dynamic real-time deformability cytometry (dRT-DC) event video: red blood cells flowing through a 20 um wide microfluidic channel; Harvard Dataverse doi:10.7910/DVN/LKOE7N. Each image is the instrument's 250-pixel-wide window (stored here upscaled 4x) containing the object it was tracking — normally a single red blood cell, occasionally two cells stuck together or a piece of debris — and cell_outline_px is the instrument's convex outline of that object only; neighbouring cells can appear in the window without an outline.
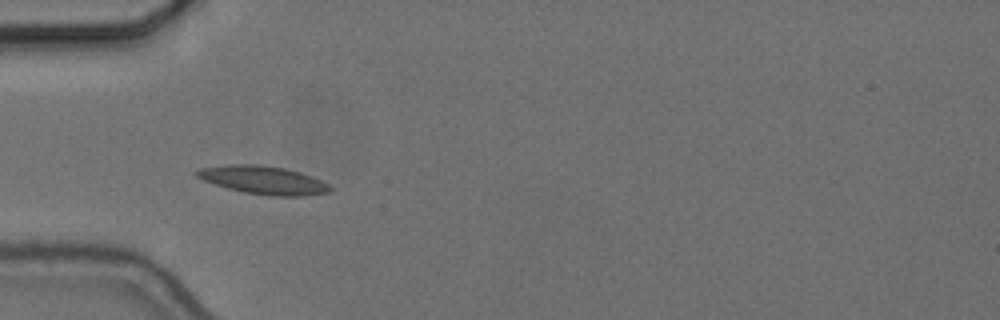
{"species": "common noctule bat (a hibernating species)", "species_latin": "Nyctalus noctula", "temperature_condition": "cold", "stored_images_in_passage": 39, "camera_frame_rate_fps": 3000, "um_per_image_px": 0.085, "animal": {"sex": "female", "body_mass_g": 24.6, "forearm_length_mm": 56.2}, "frame": {"image": 1, "passage_image": 1, "time_ms": 0.0, "image_size_px": [1000, 320], "cell_outline_px": [[332, 188], [328, 192], [304, 196], [272, 196], [244, 192], [228, 188], [204, 180], [196, 176], [192, 172], [200, 168], [228, 164], [260, 164], [284, 168], [300, 172], [312, 176], [328, 184]], "centroid_in_image_um": [22.37, 15.29], "position_along_channel_um": 62.6, "area_um2": 21.85}}
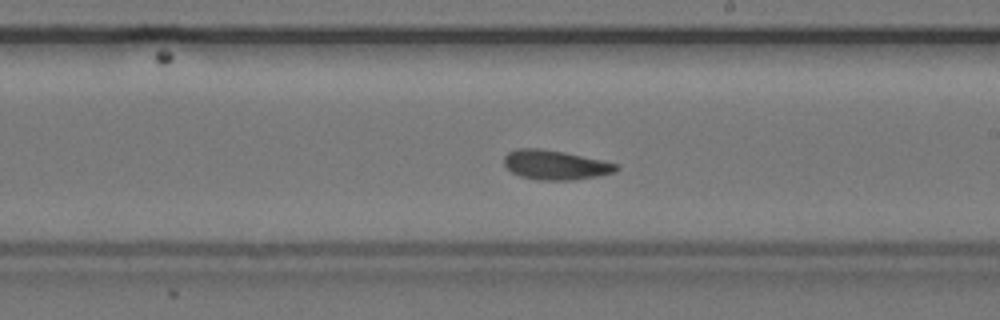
{"frame": {"image": 2, "passage_image": 16, "time_ms": 5.0, "image_size_px": [1000, 320], "cell_outline_px": [[620, 168], [616, 172], [596, 176], [572, 180], [536, 180], [520, 176], [512, 172], [504, 164], [504, 156], [508, 152], [516, 148], [540, 148], [564, 152], [620, 164]], "centroid_in_image_um": [47.21, 14.01], "position_along_channel_um": 241.8, "area_um2": 19.36}}
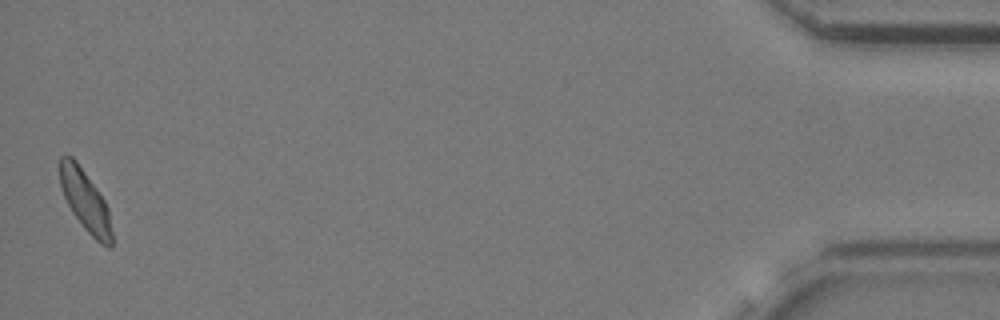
{"frame": {"image": 3, "passage_image": 39, "time_ms": 12.667, "image_size_px": [1000, 320], "cell_outline_px": [[112, 248], [108, 248], [100, 244], [84, 228], [72, 212], [60, 188], [60, 156], [64, 152], [72, 156], [76, 160], [96, 188], [104, 200], [108, 208], [112, 232]], "centroid_in_image_um": [7.24, 17.05], "position_along_channel_um": 428.0, "area_um2": 18.55}, "authors_computed_cell_mechanics": {"area_um2": 19.074, "velocity_mm_per_s": 3.6303, "shape_relaxation_time_tau1_ms": 6.0173, "shape_relaxation_time_tau2_ms": 5.6086, "deformation_change_tau1": 0.1382, "deformation_change_tau2": 0.1074}}